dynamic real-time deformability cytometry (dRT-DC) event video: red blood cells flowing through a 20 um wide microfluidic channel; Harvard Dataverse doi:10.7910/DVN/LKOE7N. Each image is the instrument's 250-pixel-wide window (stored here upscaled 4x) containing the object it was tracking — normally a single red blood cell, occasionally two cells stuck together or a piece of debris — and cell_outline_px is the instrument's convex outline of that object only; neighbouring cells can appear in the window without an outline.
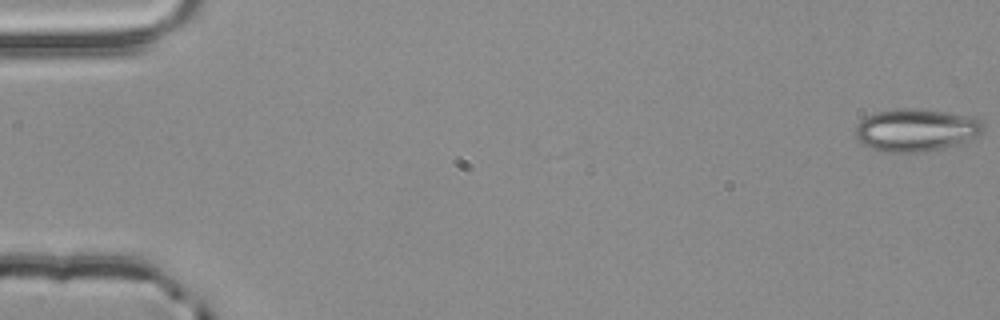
{"species": "common noctule bat (a hibernating species)", "species_latin": "Nyctalus noctula", "temperature_condition": "room temperature", "stored_images_in_passage": 6, "camera_frame_rate_fps": 3000, "um_per_image_px": 0.085, "animal": {"sex": "male", "body_mass_g": 20.4}, "frame": {"image": 1, "passage_image": 1, "time_ms": 0.0, "image_size_px": [1000, 320], "cell_outline_px": [[984, 132], [980, 136], [964, 144], [924, 152], [880, 152], [856, 140], [856, 124], [864, 116], [876, 112], [896, 108], [924, 108], [948, 112], [980, 120], [984, 124]], "centroid_in_image_um": [77.88, 11.06], "position_along_channel_um": 7.1, "area_um2": 32.48}}